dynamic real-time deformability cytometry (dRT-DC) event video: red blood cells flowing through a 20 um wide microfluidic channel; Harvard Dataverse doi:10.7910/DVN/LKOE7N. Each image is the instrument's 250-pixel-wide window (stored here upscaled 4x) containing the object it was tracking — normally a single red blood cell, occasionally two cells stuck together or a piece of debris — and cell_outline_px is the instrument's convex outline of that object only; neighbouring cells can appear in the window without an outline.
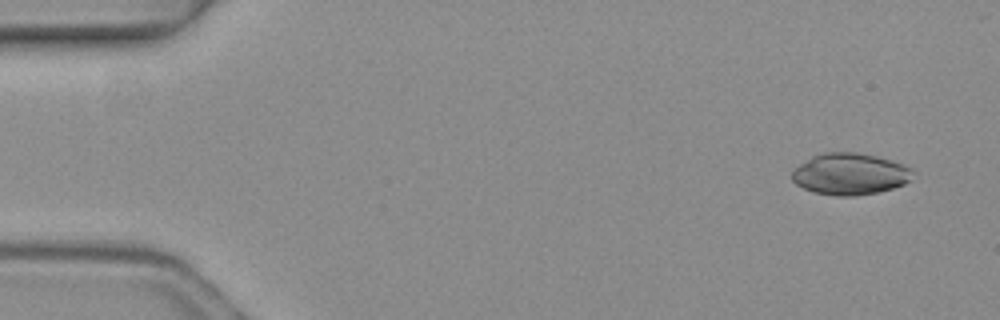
{"species": "common noctule bat (a hibernating species)", "species_latin": "Nyctalus noctula", "temperature_condition": "warm", "stored_images_in_passage": 4, "camera_frame_rate_fps": 3000, "um_per_image_px": 0.085, "animal": {"sex": "female", "body_mass_g": 19.3, "forearm_length_mm": 54.1}, "frame": {"image": 1, "passage_image": 1, "time_ms": 0.0, "image_size_px": [1000, 320], "cell_outline_px": [[912, 180], [904, 184], [892, 188], [876, 192], [856, 196], [836, 196], [812, 192], [796, 184], [792, 180], [792, 168], [812, 156], [824, 152], [856, 152], [876, 156], [892, 160], [912, 168]], "centroid_in_image_um": [72.22, 14.79], "position_along_channel_um": 12.8, "area_um2": 29.48}}
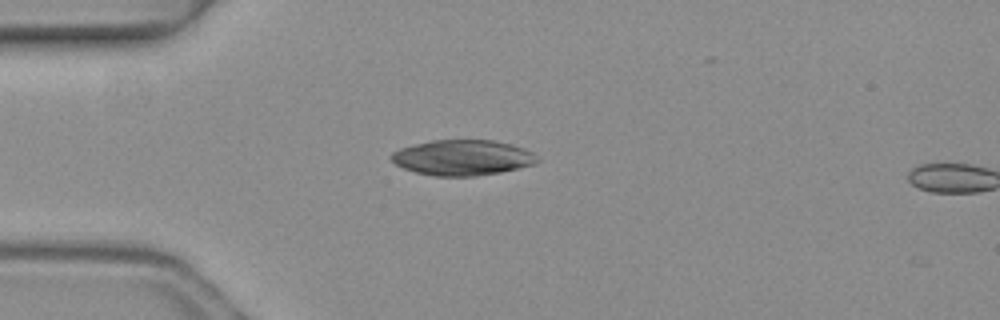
{"frame": {"image": 2, "passage_image": 3, "time_ms": 0.667, "image_size_px": [1000, 320], "cell_outline_px": [[540, 160], [536, 164], [500, 172], [476, 176], [432, 176], [416, 172], [404, 168], [396, 164], [388, 156], [392, 152], [400, 148], [432, 140], [492, 140], [524, 148], [532, 152]], "centroid_in_image_um": [39.31, 13.4], "position_along_channel_um": 45.7, "area_um2": 30.11}}